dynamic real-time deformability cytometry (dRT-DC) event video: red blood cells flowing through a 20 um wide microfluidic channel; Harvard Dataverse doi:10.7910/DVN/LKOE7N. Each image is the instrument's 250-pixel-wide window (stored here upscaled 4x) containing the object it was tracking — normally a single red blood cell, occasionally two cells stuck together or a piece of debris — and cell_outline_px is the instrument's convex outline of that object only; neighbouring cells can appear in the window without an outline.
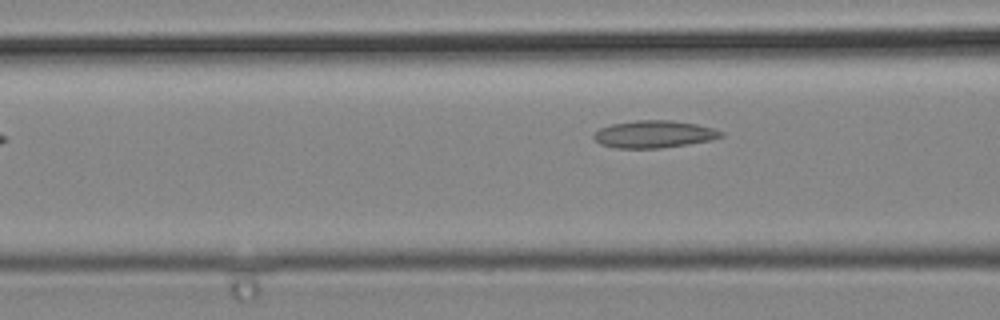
{"species": "common noctule bat (a hibernating species)", "species_latin": "Nyctalus noctula", "temperature_condition": "cold", "stored_images_in_passage": 7, "camera_frame_rate_fps": 3000, "um_per_image_px": 0.085, "animal": {"sex": "male", "body_mass_g": 19.2, "forearm_length_mm": 51.8}, "frame": {"image": 1, "passage_image": 6, "time_ms": 1.667, "image_size_px": [1000, 320], "cell_outline_px": [[724, 136], [712, 140], [688, 144], [660, 148], [616, 148], [600, 144], [592, 136], [600, 128], [612, 124], [636, 120], [672, 120], [696, 124], [712, 128], [724, 132]], "centroid_in_image_um": [55.61, 11.4], "position_along_channel_um": 111.0, "area_um2": 20.23}}
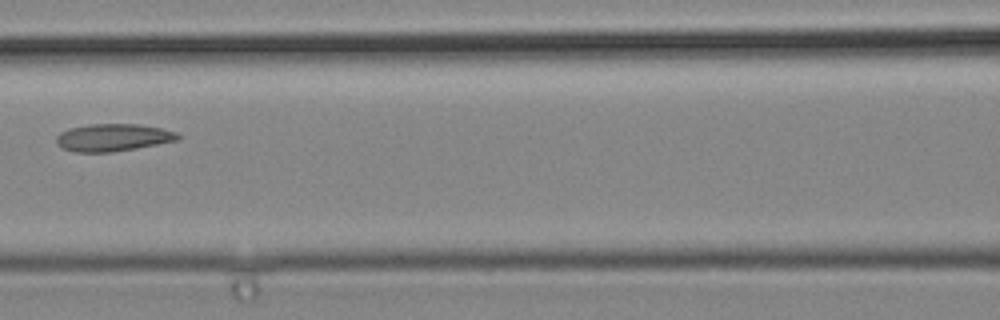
{"frame": {"image": 2, "passage_image": 7, "time_ms": 2.0, "image_size_px": [1000, 320], "cell_outline_px": [[180, 140], [136, 148], [112, 152], [76, 152], [64, 148], [56, 140], [56, 136], [60, 132], [68, 128], [92, 124], [140, 124], [160, 128], [176, 132], [180, 136]], "centroid_in_image_um": [9.63, 11.68], "position_along_channel_um": 157.0, "area_um2": 19.31}}